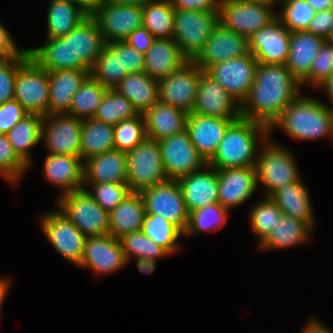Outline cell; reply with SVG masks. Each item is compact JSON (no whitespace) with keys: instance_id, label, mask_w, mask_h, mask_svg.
<instances>
[{"instance_id":"obj_15","label":"cell","mask_w":333,"mask_h":333,"mask_svg":"<svg viewBox=\"0 0 333 333\" xmlns=\"http://www.w3.org/2000/svg\"><path fill=\"white\" fill-rule=\"evenodd\" d=\"M257 65V59L249 53L239 58L213 64L205 72L219 82L241 105L253 85Z\"/></svg>"},{"instance_id":"obj_45","label":"cell","mask_w":333,"mask_h":333,"mask_svg":"<svg viewBox=\"0 0 333 333\" xmlns=\"http://www.w3.org/2000/svg\"><path fill=\"white\" fill-rule=\"evenodd\" d=\"M282 3V10L277 14L278 19L290 32L307 30L315 16V10L307 0H278Z\"/></svg>"},{"instance_id":"obj_58","label":"cell","mask_w":333,"mask_h":333,"mask_svg":"<svg viewBox=\"0 0 333 333\" xmlns=\"http://www.w3.org/2000/svg\"><path fill=\"white\" fill-rule=\"evenodd\" d=\"M302 333H333V331L323 326L318 320L312 318L308 320Z\"/></svg>"},{"instance_id":"obj_62","label":"cell","mask_w":333,"mask_h":333,"mask_svg":"<svg viewBox=\"0 0 333 333\" xmlns=\"http://www.w3.org/2000/svg\"><path fill=\"white\" fill-rule=\"evenodd\" d=\"M10 285V278H0V308H2V304L6 298V294L8 293V288Z\"/></svg>"},{"instance_id":"obj_55","label":"cell","mask_w":333,"mask_h":333,"mask_svg":"<svg viewBox=\"0 0 333 333\" xmlns=\"http://www.w3.org/2000/svg\"><path fill=\"white\" fill-rule=\"evenodd\" d=\"M221 0H170L176 10L219 12Z\"/></svg>"},{"instance_id":"obj_56","label":"cell","mask_w":333,"mask_h":333,"mask_svg":"<svg viewBox=\"0 0 333 333\" xmlns=\"http://www.w3.org/2000/svg\"><path fill=\"white\" fill-rule=\"evenodd\" d=\"M156 38L144 27L133 31L124 41L139 53L145 54Z\"/></svg>"},{"instance_id":"obj_28","label":"cell","mask_w":333,"mask_h":333,"mask_svg":"<svg viewBox=\"0 0 333 333\" xmlns=\"http://www.w3.org/2000/svg\"><path fill=\"white\" fill-rule=\"evenodd\" d=\"M84 162L78 156L49 154L44 161L46 179L62 188L61 195L84 188Z\"/></svg>"},{"instance_id":"obj_20","label":"cell","mask_w":333,"mask_h":333,"mask_svg":"<svg viewBox=\"0 0 333 333\" xmlns=\"http://www.w3.org/2000/svg\"><path fill=\"white\" fill-rule=\"evenodd\" d=\"M192 113L228 120L241 117L240 104L205 71L200 73L197 101Z\"/></svg>"},{"instance_id":"obj_14","label":"cell","mask_w":333,"mask_h":333,"mask_svg":"<svg viewBox=\"0 0 333 333\" xmlns=\"http://www.w3.org/2000/svg\"><path fill=\"white\" fill-rule=\"evenodd\" d=\"M158 143L168 179L178 180L202 169L207 164L192 144L187 130L163 138Z\"/></svg>"},{"instance_id":"obj_51","label":"cell","mask_w":333,"mask_h":333,"mask_svg":"<svg viewBox=\"0 0 333 333\" xmlns=\"http://www.w3.org/2000/svg\"><path fill=\"white\" fill-rule=\"evenodd\" d=\"M26 49L20 56L7 61H0V104L14 99L16 74L19 68L30 58Z\"/></svg>"},{"instance_id":"obj_64","label":"cell","mask_w":333,"mask_h":333,"mask_svg":"<svg viewBox=\"0 0 333 333\" xmlns=\"http://www.w3.org/2000/svg\"><path fill=\"white\" fill-rule=\"evenodd\" d=\"M327 91L330 101L333 103V74L328 77L320 86Z\"/></svg>"},{"instance_id":"obj_67","label":"cell","mask_w":333,"mask_h":333,"mask_svg":"<svg viewBox=\"0 0 333 333\" xmlns=\"http://www.w3.org/2000/svg\"><path fill=\"white\" fill-rule=\"evenodd\" d=\"M330 108H331V111H332V115H333V104H332V106H330Z\"/></svg>"},{"instance_id":"obj_26","label":"cell","mask_w":333,"mask_h":333,"mask_svg":"<svg viewBox=\"0 0 333 333\" xmlns=\"http://www.w3.org/2000/svg\"><path fill=\"white\" fill-rule=\"evenodd\" d=\"M89 74V71L80 69H61L48 72V115L67 114L73 96Z\"/></svg>"},{"instance_id":"obj_4","label":"cell","mask_w":333,"mask_h":333,"mask_svg":"<svg viewBox=\"0 0 333 333\" xmlns=\"http://www.w3.org/2000/svg\"><path fill=\"white\" fill-rule=\"evenodd\" d=\"M279 126L290 137L313 140L325 136L333 138V115L331 108L316 98L300 95L291 102L270 130Z\"/></svg>"},{"instance_id":"obj_39","label":"cell","mask_w":333,"mask_h":333,"mask_svg":"<svg viewBox=\"0 0 333 333\" xmlns=\"http://www.w3.org/2000/svg\"><path fill=\"white\" fill-rule=\"evenodd\" d=\"M143 26L155 37L174 35V8L170 0H149L142 6Z\"/></svg>"},{"instance_id":"obj_49","label":"cell","mask_w":333,"mask_h":333,"mask_svg":"<svg viewBox=\"0 0 333 333\" xmlns=\"http://www.w3.org/2000/svg\"><path fill=\"white\" fill-rule=\"evenodd\" d=\"M93 187L88 193L109 213L131 192L127 183H87Z\"/></svg>"},{"instance_id":"obj_7","label":"cell","mask_w":333,"mask_h":333,"mask_svg":"<svg viewBox=\"0 0 333 333\" xmlns=\"http://www.w3.org/2000/svg\"><path fill=\"white\" fill-rule=\"evenodd\" d=\"M57 200L59 211L86 237L109 234V212L93 199L87 189L60 195Z\"/></svg>"},{"instance_id":"obj_38","label":"cell","mask_w":333,"mask_h":333,"mask_svg":"<svg viewBox=\"0 0 333 333\" xmlns=\"http://www.w3.org/2000/svg\"><path fill=\"white\" fill-rule=\"evenodd\" d=\"M312 227L290 216L283 215L273 232L259 244L264 249L288 248L308 240Z\"/></svg>"},{"instance_id":"obj_6","label":"cell","mask_w":333,"mask_h":333,"mask_svg":"<svg viewBox=\"0 0 333 333\" xmlns=\"http://www.w3.org/2000/svg\"><path fill=\"white\" fill-rule=\"evenodd\" d=\"M126 158L127 184L131 192L140 193L168 180L157 140L146 137L134 149L126 152Z\"/></svg>"},{"instance_id":"obj_5","label":"cell","mask_w":333,"mask_h":333,"mask_svg":"<svg viewBox=\"0 0 333 333\" xmlns=\"http://www.w3.org/2000/svg\"><path fill=\"white\" fill-rule=\"evenodd\" d=\"M274 4L277 3L255 0H221L219 23L225 28L249 38L278 18L272 10Z\"/></svg>"},{"instance_id":"obj_29","label":"cell","mask_w":333,"mask_h":333,"mask_svg":"<svg viewBox=\"0 0 333 333\" xmlns=\"http://www.w3.org/2000/svg\"><path fill=\"white\" fill-rule=\"evenodd\" d=\"M326 41L306 30L291 32L289 56L285 65L299 82L309 74Z\"/></svg>"},{"instance_id":"obj_27","label":"cell","mask_w":333,"mask_h":333,"mask_svg":"<svg viewBox=\"0 0 333 333\" xmlns=\"http://www.w3.org/2000/svg\"><path fill=\"white\" fill-rule=\"evenodd\" d=\"M188 61L173 38H156L144 54V72L159 81L178 71Z\"/></svg>"},{"instance_id":"obj_52","label":"cell","mask_w":333,"mask_h":333,"mask_svg":"<svg viewBox=\"0 0 333 333\" xmlns=\"http://www.w3.org/2000/svg\"><path fill=\"white\" fill-rule=\"evenodd\" d=\"M27 114L29 113L15 99L0 104V133L7 134Z\"/></svg>"},{"instance_id":"obj_21","label":"cell","mask_w":333,"mask_h":333,"mask_svg":"<svg viewBox=\"0 0 333 333\" xmlns=\"http://www.w3.org/2000/svg\"><path fill=\"white\" fill-rule=\"evenodd\" d=\"M126 264L119 239L110 234L86 237L83 257L78 266L89 268L98 275L115 272Z\"/></svg>"},{"instance_id":"obj_43","label":"cell","mask_w":333,"mask_h":333,"mask_svg":"<svg viewBox=\"0 0 333 333\" xmlns=\"http://www.w3.org/2000/svg\"><path fill=\"white\" fill-rule=\"evenodd\" d=\"M228 212L219 203L208 204L189 212L188 225L183 235L219 230L225 224Z\"/></svg>"},{"instance_id":"obj_16","label":"cell","mask_w":333,"mask_h":333,"mask_svg":"<svg viewBox=\"0 0 333 333\" xmlns=\"http://www.w3.org/2000/svg\"><path fill=\"white\" fill-rule=\"evenodd\" d=\"M41 228L59 254L74 265L81 263L86 236L63 213H45L41 219Z\"/></svg>"},{"instance_id":"obj_42","label":"cell","mask_w":333,"mask_h":333,"mask_svg":"<svg viewBox=\"0 0 333 333\" xmlns=\"http://www.w3.org/2000/svg\"><path fill=\"white\" fill-rule=\"evenodd\" d=\"M141 232L153 242L164 248L169 254L178 250L176 243L183 233L163 216L146 214Z\"/></svg>"},{"instance_id":"obj_12","label":"cell","mask_w":333,"mask_h":333,"mask_svg":"<svg viewBox=\"0 0 333 333\" xmlns=\"http://www.w3.org/2000/svg\"><path fill=\"white\" fill-rule=\"evenodd\" d=\"M97 21L106 44L124 41L143 26L142 6L97 2L91 14Z\"/></svg>"},{"instance_id":"obj_3","label":"cell","mask_w":333,"mask_h":333,"mask_svg":"<svg viewBox=\"0 0 333 333\" xmlns=\"http://www.w3.org/2000/svg\"><path fill=\"white\" fill-rule=\"evenodd\" d=\"M269 133L266 125L240 117L228 126L216 154L207 164L217 170L255 167L257 142H265Z\"/></svg>"},{"instance_id":"obj_19","label":"cell","mask_w":333,"mask_h":333,"mask_svg":"<svg viewBox=\"0 0 333 333\" xmlns=\"http://www.w3.org/2000/svg\"><path fill=\"white\" fill-rule=\"evenodd\" d=\"M291 32L277 18L249 37L250 54L261 64L285 65L290 50Z\"/></svg>"},{"instance_id":"obj_57","label":"cell","mask_w":333,"mask_h":333,"mask_svg":"<svg viewBox=\"0 0 333 333\" xmlns=\"http://www.w3.org/2000/svg\"><path fill=\"white\" fill-rule=\"evenodd\" d=\"M26 49L17 48L14 39L0 23V61H7L20 56Z\"/></svg>"},{"instance_id":"obj_23","label":"cell","mask_w":333,"mask_h":333,"mask_svg":"<svg viewBox=\"0 0 333 333\" xmlns=\"http://www.w3.org/2000/svg\"><path fill=\"white\" fill-rule=\"evenodd\" d=\"M235 120L196 113L187 116L186 130L199 155L208 163L216 154L228 126Z\"/></svg>"},{"instance_id":"obj_18","label":"cell","mask_w":333,"mask_h":333,"mask_svg":"<svg viewBox=\"0 0 333 333\" xmlns=\"http://www.w3.org/2000/svg\"><path fill=\"white\" fill-rule=\"evenodd\" d=\"M250 53L249 38L218 23L203 49L192 60L203 71L213 64L235 59Z\"/></svg>"},{"instance_id":"obj_17","label":"cell","mask_w":333,"mask_h":333,"mask_svg":"<svg viewBox=\"0 0 333 333\" xmlns=\"http://www.w3.org/2000/svg\"><path fill=\"white\" fill-rule=\"evenodd\" d=\"M82 120L68 114L44 116L41 141L44 140L49 154L80 157Z\"/></svg>"},{"instance_id":"obj_54","label":"cell","mask_w":333,"mask_h":333,"mask_svg":"<svg viewBox=\"0 0 333 333\" xmlns=\"http://www.w3.org/2000/svg\"><path fill=\"white\" fill-rule=\"evenodd\" d=\"M121 63L122 71L130 73L144 71V54L129 46L125 41H121Z\"/></svg>"},{"instance_id":"obj_22","label":"cell","mask_w":333,"mask_h":333,"mask_svg":"<svg viewBox=\"0 0 333 333\" xmlns=\"http://www.w3.org/2000/svg\"><path fill=\"white\" fill-rule=\"evenodd\" d=\"M257 185L255 167L218 170V203L229 211L249 199Z\"/></svg>"},{"instance_id":"obj_35","label":"cell","mask_w":333,"mask_h":333,"mask_svg":"<svg viewBox=\"0 0 333 333\" xmlns=\"http://www.w3.org/2000/svg\"><path fill=\"white\" fill-rule=\"evenodd\" d=\"M47 12V38L67 35L89 14L68 0H51Z\"/></svg>"},{"instance_id":"obj_8","label":"cell","mask_w":333,"mask_h":333,"mask_svg":"<svg viewBox=\"0 0 333 333\" xmlns=\"http://www.w3.org/2000/svg\"><path fill=\"white\" fill-rule=\"evenodd\" d=\"M262 145L261 155L256 159V177L257 183H263L267 189L265 197H270L277 189L301 179L289 150L269 138Z\"/></svg>"},{"instance_id":"obj_30","label":"cell","mask_w":333,"mask_h":333,"mask_svg":"<svg viewBox=\"0 0 333 333\" xmlns=\"http://www.w3.org/2000/svg\"><path fill=\"white\" fill-rule=\"evenodd\" d=\"M146 135L161 140L186 130L188 114L174 106L158 101L144 114Z\"/></svg>"},{"instance_id":"obj_48","label":"cell","mask_w":333,"mask_h":333,"mask_svg":"<svg viewBox=\"0 0 333 333\" xmlns=\"http://www.w3.org/2000/svg\"><path fill=\"white\" fill-rule=\"evenodd\" d=\"M28 166L18 157L7 135L0 133V174L10 183H17Z\"/></svg>"},{"instance_id":"obj_65","label":"cell","mask_w":333,"mask_h":333,"mask_svg":"<svg viewBox=\"0 0 333 333\" xmlns=\"http://www.w3.org/2000/svg\"><path fill=\"white\" fill-rule=\"evenodd\" d=\"M255 1H264V2L276 3L278 0H255Z\"/></svg>"},{"instance_id":"obj_66","label":"cell","mask_w":333,"mask_h":333,"mask_svg":"<svg viewBox=\"0 0 333 333\" xmlns=\"http://www.w3.org/2000/svg\"><path fill=\"white\" fill-rule=\"evenodd\" d=\"M328 41L331 42V43H333V30L331 32V35H330Z\"/></svg>"},{"instance_id":"obj_50","label":"cell","mask_w":333,"mask_h":333,"mask_svg":"<svg viewBox=\"0 0 333 333\" xmlns=\"http://www.w3.org/2000/svg\"><path fill=\"white\" fill-rule=\"evenodd\" d=\"M332 74L333 43L327 40L315 58L309 74L300 83L310 84L313 88L319 87Z\"/></svg>"},{"instance_id":"obj_24","label":"cell","mask_w":333,"mask_h":333,"mask_svg":"<svg viewBox=\"0 0 333 333\" xmlns=\"http://www.w3.org/2000/svg\"><path fill=\"white\" fill-rule=\"evenodd\" d=\"M177 181L181 186L188 212L208 204L218 203V170L216 168L206 164L202 169L185 175Z\"/></svg>"},{"instance_id":"obj_53","label":"cell","mask_w":333,"mask_h":333,"mask_svg":"<svg viewBox=\"0 0 333 333\" xmlns=\"http://www.w3.org/2000/svg\"><path fill=\"white\" fill-rule=\"evenodd\" d=\"M333 30V9L315 13L306 31L328 40Z\"/></svg>"},{"instance_id":"obj_1","label":"cell","mask_w":333,"mask_h":333,"mask_svg":"<svg viewBox=\"0 0 333 333\" xmlns=\"http://www.w3.org/2000/svg\"><path fill=\"white\" fill-rule=\"evenodd\" d=\"M29 48L30 56L46 71L80 69L91 72L106 42L96 19L89 14L67 35L48 38Z\"/></svg>"},{"instance_id":"obj_59","label":"cell","mask_w":333,"mask_h":333,"mask_svg":"<svg viewBox=\"0 0 333 333\" xmlns=\"http://www.w3.org/2000/svg\"><path fill=\"white\" fill-rule=\"evenodd\" d=\"M136 265L140 272L142 273H153L156 268V260L136 258Z\"/></svg>"},{"instance_id":"obj_44","label":"cell","mask_w":333,"mask_h":333,"mask_svg":"<svg viewBox=\"0 0 333 333\" xmlns=\"http://www.w3.org/2000/svg\"><path fill=\"white\" fill-rule=\"evenodd\" d=\"M250 213V224L252 230L259 238L261 244L266 237L274 231L278 222H281L282 211L275 202L268 196L263 201L258 202L252 207Z\"/></svg>"},{"instance_id":"obj_40","label":"cell","mask_w":333,"mask_h":333,"mask_svg":"<svg viewBox=\"0 0 333 333\" xmlns=\"http://www.w3.org/2000/svg\"><path fill=\"white\" fill-rule=\"evenodd\" d=\"M106 91L107 89L89 74L73 96L67 114L81 120L93 118Z\"/></svg>"},{"instance_id":"obj_41","label":"cell","mask_w":333,"mask_h":333,"mask_svg":"<svg viewBox=\"0 0 333 333\" xmlns=\"http://www.w3.org/2000/svg\"><path fill=\"white\" fill-rule=\"evenodd\" d=\"M138 114V111L125 96L116 89H107L93 119L117 125L122 120L133 118Z\"/></svg>"},{"instance_id":"obj_31","label":"cell","mask_w":333,"mask_h":333,"mask_svg":"<svg viewBox=\"0 0 333 333\" xmlns=\"http://www.w3.org/2000/svg\"><path fill=\"white\" fill-rule=\"evenodd\" d=\"M145 215L142 195L138 192H130L109 213V234L119 239L126 234L141 231Z\"/></svg>"},{"instance_id":"obj_25","label":"cell","mask_w":333,"mask_h":333,"mask_svg":"<svg viewBox=\"0 0 333 333\" xmlns=\"http://www.w3.org/2000/svg\"><path fill=\"white\" fill-rule=\"evenodd\" d=\"M83 183H127L126 153L111 149L84 161Z\"/></svg>"},{"instance_id":"obj_33","label":"cell","mask_w":333,"mask_h":333,"mask_svg":"<svg viewBox=\"0 0 333 333\" xmlns=\"http://www.w3.org/2000/svg\"><path fill=\"white\" fill-rule=\"evenodd\" d=\"M115 89L141 114L159 101L158 81L144 71L127 74Z\"/></svg>"},{"instance_id":"obj_46","label":"cell","mask_w":333,"mask_h":333,"mask_svg":"<svg viewBox=\"0 0 333 333\" xmlns=\"http://www.w3.org/2000/svg\"><path fill=\"white\" fill-rule=\"evenodd\" d=\"M146 137L145 118L141 113L114 125L115 149L125 153L134 149Z\"/></svg>"},{"instance_id":"obj_34","label":"cell","mask_w":333,"mask_h":333,"mask_svg":"<svg viewBox=\"0 0 333 333\" xmlns=\"http://www.w3.org/2000/svg\"><path fill=\"white\" fill-rule=\"evenodd\" d=\"M114 148V125L93 118L82 120L80 145L82 161Z\"/></svg>"},{"instance_id":"obj_37","label":"cell","mask_w":333,"mask_h":333,"mask_svg":"<svg viewBox=\"0 0 333 333\" xmlns=\"http://www.w3.org/2000/svg\"><path fill=\"white\" fill-rule=\"evenodd\" d=\"M90 74L106 89H115L129 74L122 71L121 41L108 43L97 58Z\"/></svg>"},{"instance_id":"obj_10","label":"cell","mask_w":333,"mask_h":333,"mask_svg":"<svg viewBox=\"0 0 333 333\" xmlns=\"http://www.w3.org/2000/svg\"><path fill=\"white\" fill-rule=\"evenodd\" d=\"M14 99L29 114L48 115V71L30 57L18 70L15 79Z\"/></svg>"},{"instance_id":"obj_32","label":"cell","mask_w":333,"mask_h":333,"mask_svg":"<svg viewBox=\"0 0 333 333\" xmlns=\"http://www.w3.org/2000/svg\"><path fill=\"white\" fill-rule=\"evenodd\" d=\"M308 193L305 185L300 180L277 189L270 198L282 211L283 215L308 223L313 228V225H315L313 207Z\"/></svg>"},{"instance_id":"obj_13","label":"cell","mask_w":333,"mask_h":333,"mask_svg":"<svg viewBox=\"0 0 333 333\" xmlns=\"http://www.w3.org/2000/svg\"><path fill=\"white\" fill-rule=\"evenodd\" d=\"M202 71L193 61H188L178 71L159 80V101L174 106L187 114L192 113L197 101Z\"/></svg>"},{"instance_id":"obj_61","label":"cell","mask_w":333,"mask_h":333,"mask_svg":"<svg viewBox=\"0 0 333 333\" xmlns=\"http://www.w3.org/2000/svg\"><path fill=\"white\" fill-rule=\"evenodd\" d=\"M82 7L88 14H92L97 0H68Z\"/></svg>"},{"instance_id":"obj_36","label":"cell","mask_w":333,"mask_h":333,"mask_svg":"<svg viewBox=\"0 0 333 333\" xmlns=\"http://www.w3.org/2000/svg\"><path fill=\"white\" fill-rule=\"evenodd\" d=\"M43 115L27 114L6 135L18 157L29 167L30 149L41 140Z\"/></svg>"},{"instance_id":"obj_60","label":"cell","mask_w":333,"mask_h":333,"mask_svg":"<svg viewBox=\"0 0 333 333\" xmlns=\"http://www.w3.org/2000/svg\"><path fill=\"white\" fill-rule=\"evenodd\" d=\"M315 12L333 9V0H307Z\"/></svg>"},{"instance_id":"obj_63","label":"cell","mask_w":333,"mask_h":333,"mask_svg":"<svg viewBox=\"0 0 333 333\" xmlns=\"http://www.w3.org/2000/svg\"><path fill=\"white\" fill-rule=\"evenodd\" d=\"M149 0H97V2H108L114 4H129L143 6Z\"/></svg>"},{"instance_id":"obj_9","label":"cell","mask_w":333,"mask_h":333,"mask_svg":"<svg viewBox=\"0 0 333 333\" xmlns=\"http://www.w3.org/2000/svg\"><path fill=\"white\" fill-rule=\"evenodd\" d=\"M218 23L219 12L174 9L173 39L189 61H192L203 49Z\"/></svg>"},{"instance_id":"obj_2","label":"cell","mask_w":333,"mask_h":333,"mask_svg":"<svg viewBox=\"0 0 333 333\" xmlns=\"http://www.w3.org/2000/svg\"><path fill=\"white\" fill-rule=\"evenodd\" d=\"M301 83L286 65L258 63L241 117L271 127L285 108L300 95Z\"/></svg>"},{"instance_id":"obj_47","label":"cell","mask_w":333,"mask_h":333,"mask_svg":"<svg viewBox=\"0 0 333 333\" xmlns=\"http://www.w3.org/2000/svg\"><path fill=\"white\" fill-rule=\"evenodd\" d=\"M119 240L128 263L132 256L134 258L156 260L158 257L170 255L164 248L153 242L141 231L126 234Z\"/></svg>"},{"instance_id":"obj_11","label":"cell","mask_w":333,"mask_h":333,"mask_svg":"<svg viewBox=\"0 0 333 333\" xmlns=\"http://www.w3.org/2000/svg\"><path fill=\"white\" fill-rule=\"evenodd\" d=\"M145 204L146 214L163 216L185 232L189 212L187 210L181 186L177 180L168 179L140 192Z\"/></svg>"}]
</instances>
